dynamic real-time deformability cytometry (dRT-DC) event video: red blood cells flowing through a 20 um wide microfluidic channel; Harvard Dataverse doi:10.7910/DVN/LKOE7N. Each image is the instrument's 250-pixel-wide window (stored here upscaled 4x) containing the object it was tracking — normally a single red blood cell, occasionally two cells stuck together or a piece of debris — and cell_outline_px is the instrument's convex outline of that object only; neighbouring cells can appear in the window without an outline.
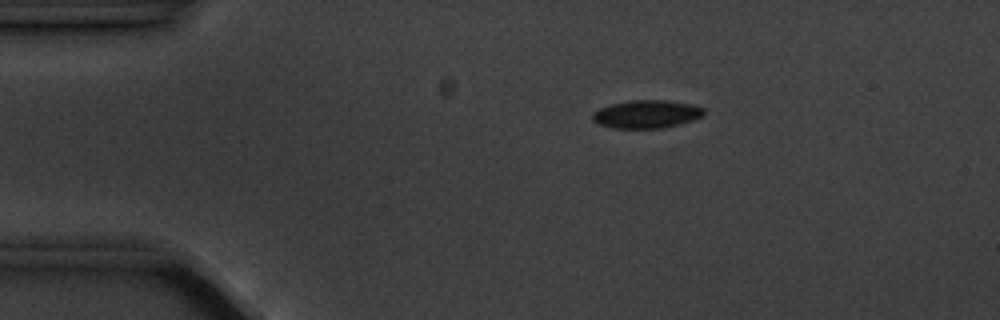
{"species": "common noctule bat (a hibernating species)", "species_latin": "Nyctalus noctula", "temperature_condition": "cold", "stored_images_in_passage": 4, "camera_frame_rate_fps": 3000, "um_per_image_px": 0.085, "animal": {"sex": "male", "body_mass_g": 20.1, "forearm_length_mm": 53.5}, "frame": {"image": 1, "passage_image": 3, "time_ms": 2.333, "image_size_px": [1000, 320], "cell_outline_px": [[704, 116], [692, 120], [660, 128], [612, 128], [600, 124], [592, 120], [592, 116], [600, 108], [612, 104], [628, 100], [668, 100], [692, 104], [704, 108]], "centroid_in_image_um": [54.98, 9.69], "position_along_channel_um": 30.0, "area_um2": 18.03}}